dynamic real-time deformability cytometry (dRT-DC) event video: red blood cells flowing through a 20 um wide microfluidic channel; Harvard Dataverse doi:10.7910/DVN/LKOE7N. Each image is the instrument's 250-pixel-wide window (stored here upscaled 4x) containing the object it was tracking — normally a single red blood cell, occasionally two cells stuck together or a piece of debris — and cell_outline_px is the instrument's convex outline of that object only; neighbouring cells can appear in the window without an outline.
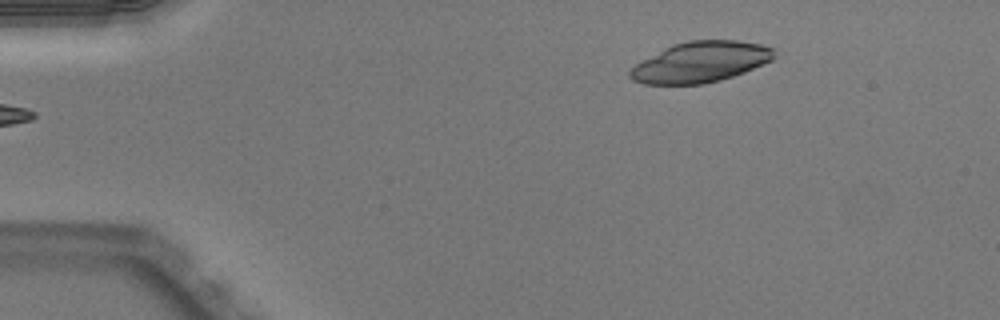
{"species": "Egyptian fruit bat (a non-hibernating species)", "species_latin": "Rousettus aegyptiacus", "temperature_condition": "warm", "stored_images_in_passage": 43, "camera_frame_rate_fps": 3000, "um_per_image_px": 0.085, "animal": {"sex": "male"}, "frame": {"image": 1, "passage_image": 1, "time_ms": 0.0, "image_size_px": [1000, 320], "cell_outline_px": [[776, 48], [772, 60], [744, 72], [720, 80], [704, 84], [644, 84], [632, 80], [628, 76], [628, 72], [636, 64], [664, 48], [672, 44], [688, 40], [736, 40], [760, 44]], "centroid_in_image_um": [59.54, 5.27], "position_along_channel_um": 25.5, "area_um2": 34.1}}